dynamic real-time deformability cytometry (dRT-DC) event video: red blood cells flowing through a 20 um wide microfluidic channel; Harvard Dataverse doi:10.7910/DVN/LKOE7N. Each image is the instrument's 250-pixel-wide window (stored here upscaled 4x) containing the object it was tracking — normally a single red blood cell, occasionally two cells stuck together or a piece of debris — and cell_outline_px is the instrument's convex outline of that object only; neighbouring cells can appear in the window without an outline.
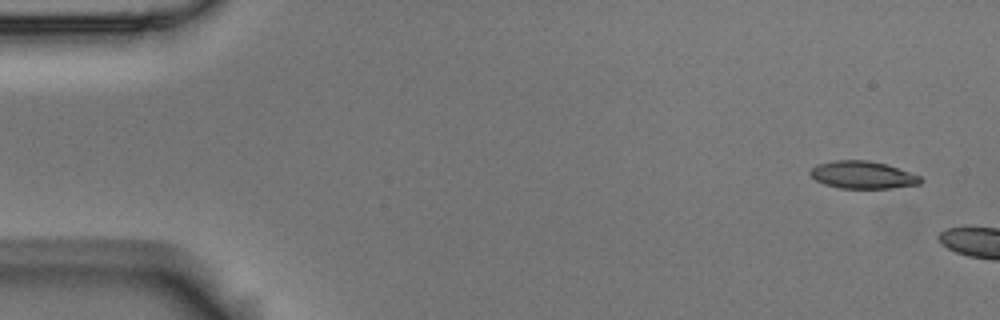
{"species": "Egyptian fruit bat (a non-hibernating species)", "species_latin": "Rousettus aegyptiacus", "temperature_condition": "room temperature", "stored_images_in_passage": 2, "camera_frame_rate_fps": 3000, "um_per_image_px": 0.085, "animal": {"sex": "male"}, "frame": {"image": 1, "passage_image": 1, "time_ms": 0.0, "image_size_px": [1000, 320], "cell_outline_px": [[924, 180], [920, 184], [892, 188], [840, 188], [824, 184], [816, 180], [808, 172], [816, 164], [832, 160], [868, 160], [884, 164], [920, 176]], "centroid_in_image_um": [73.3, 14.87], "position_along_channel_um": 11.7, "area_um2": 17.57}}